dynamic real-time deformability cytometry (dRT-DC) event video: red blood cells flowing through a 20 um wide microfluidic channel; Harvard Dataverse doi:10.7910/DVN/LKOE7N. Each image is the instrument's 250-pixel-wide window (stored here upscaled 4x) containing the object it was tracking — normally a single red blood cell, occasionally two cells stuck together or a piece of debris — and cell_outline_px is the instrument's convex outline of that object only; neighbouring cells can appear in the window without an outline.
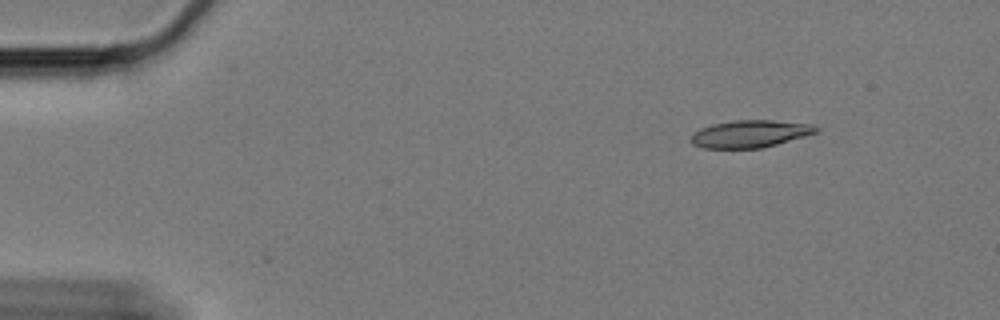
{"species": "Egyptian fruit bat (a non-hibernating species)", "species_latin": "Rousettus aegyptiacus", "temperature_condition": "cold", "stored_images_in_passage": 2, "camera_frame_rate_fps": 3000, "um_per_image_px": 0.085, "animal": {"sex": "female"}, "frame": {"image": 1, "passage_image": 1, "time_ms": 0.0, "image_size_px": [1000, 320], "cell_outline_px": [[820, 128], [816, 132], [804, 136], [776, 144], [760, 148], [704, 148], [692, 144], [688, 140], [700, 128], [712, 124], [736, 120], [772, 120], [812, 124]], "centroid_in_image_um": [63.73, 11.37], "position_along_channel_um": 21.3, "area_um2": 19.77}}